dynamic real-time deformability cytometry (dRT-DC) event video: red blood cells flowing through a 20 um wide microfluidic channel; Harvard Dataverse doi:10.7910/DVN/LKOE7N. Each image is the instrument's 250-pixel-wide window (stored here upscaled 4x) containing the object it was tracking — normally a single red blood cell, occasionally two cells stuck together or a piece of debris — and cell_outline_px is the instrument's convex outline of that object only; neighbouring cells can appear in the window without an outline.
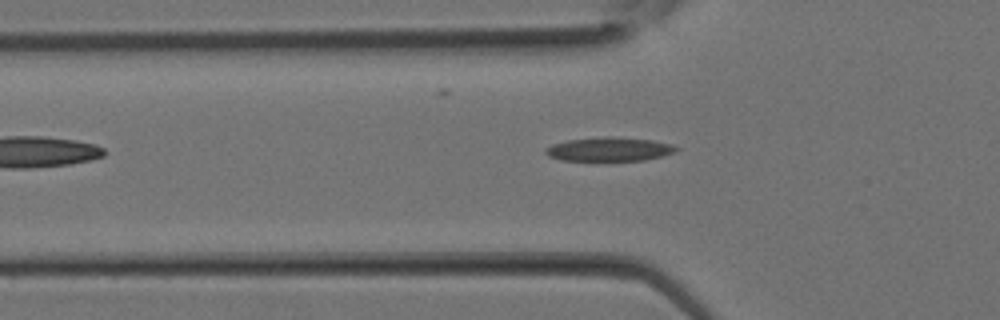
{"species": "Egyptian fruit bat (a non-hibernating species)", "species_latin": "Rousettus aegyptiacus", "temperature_condition": "room temperature", "stored_images_in_passage": 5, "camera_frame_rate_fps": 3000, "um_per_image_px": 0.085, "animal": {"sex": "female"}, "frame": {"image": 1, "passage_image": 5, "time_ms": 1.333, "image_size_px": [1000, 320], "cell_outline_px": [[680, 148], [676, 152], [644, 160], [560, 160], [548, 156], [544, 152], [544, 148], [552, 144], [568, 140], [604, 136], [608, 136], [652, 140], [672, 144]], "centroid_in_image_um": [51.77, 12.67], "position_along_channel_um": 74.0, "area_um2": 18.15}}